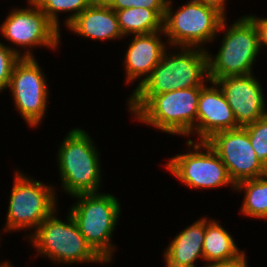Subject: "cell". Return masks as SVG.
I'll return each mask as SVG.
<instances>
[{"mask_svg":"<svg viewBox=\"0 0 267 267\" xmlns=\"http://www.w3.org/2000/svg\"><path fill=\"white\" fill-rule=\"evenodd\" d=\"M209 82L206 49L178 47L177 53L166 50L150 75L130 94L128 110L135 115L154 95L203 87Z\"/></svg>","mask_w":267,"mask_h":267,"instance_id":"6da1fadb","label":"cell"},{"mask_svg":"<svg viewBox=\"0 0 267 267\" xmlns=\"http://www.w3.org/2000/svg\"><path fill=\"white\" fill-rule=\"evenodd\" d=\"M93 139L82 128L67 133L57 152L61 188L71 197L81 193H98L102 170L100 154Z\"/></svg>","mask_w":267,"mask_h":267,"instance_id":"7a4b0ae2","label":"cell"},{"mask_svg":"<svg viewBox=\"0 0 267 267\" xmlns=\"http://www.w3.org/2000/svg\"><path fill=\"white\" fill-rule=\"evenodd\" d=\"M54 210L38 228L27 236L33 248L53 263H107L86 241L70 212L59 220ZM44 255V256H43Z\"/></svg>","mask_w":267,"mask_h":267,"instance_id":"3957f363","label":"cell"},{"mask_svg":"<svg viewBox=\"0 0 267 267\" xmlns=\"http://www.w3.org/2000/svg\"><path fill=\"white\" fill-rule=\"evenodd\" d=\"M73 198L77 202L69 212L79 231L107 264L110 263L116 249L110 241L121 215L118 199L101 192L76 194Z\"/></svg>","mask_w":267,"mask_h":267,"instance_id":"277c9868","label":"cell"},{"mask_svg":"<svg viewBox=\"0 0 267 267\" xmlns=\"http://www.w3.org/2000/svg\"><path fill=\"white\" fill-rule=\"evenodd\" d=\"M227 17L219 31H226L218 53L213 56L207 51L208 78L216 79L252 74L253 65L260 52L257 31L254 24L244 15L230 27ZM228 27V28H226Z\"/></svg>","mask_w":267,"mask_h":267,"instance_id":"5b68a950","label":"cell"},{"mask_svg":"<svg viewBox=\"0 0 267 267\" xmlns=\"http://www.w3.org/2000/svg\"><path fill=\"white\" fill-rule=\"evenodd\" d=\"M172 1L168 0L163 17V32L170 46L204 48L217 38L221 23L226 18L213 7L195 0L173 11ZM217 35V36H216Z\"/></svg>","mask_w":267,"mask_h":267,"instance_id":"8992f818","label":"cell"},{"mask_svg":"<svg viewBox=\"0 0 267 267\" xmlns=\"http://www.w3.org/2000/svg\"><path fill=\"white\" fill-rule=\"evenodd\" d=\"M202 87L154 95L134 116L140 123L172 135L196 134L198 99Z\"/></svg>","mask_w":267,"mask_h":267,"instance_id":"52a82bcc","label":"cell"},{"mask_svg":"<svg viewBox=\"0 0 267 267\" xmlns=\"http://www.w3.org/2000/svg\"><path fill=\"white\" fill-rule=\"evenodd\" d=\"M4 232L31 229L38 226L57 209L55 187L37 181L21 171L14 173Z\"/></svg>","mask_w":267,"mask_h":267,"instance_id":"ba28073f","label":"cell"},{"mask_svg":"<svg viewBox=\"0 0 267 267\" xmlns=\"http://www.w3.org/2000/svg\"><path fill=\"white\" fill-rule=\"evenodd\" d=\"M194 143L195 141L189 138L187 145L192 146L194 151L188 149L187 153H178L175 157L170 158L169 162L165 164L167 170L181 184L183 183L191 189H210L228 185L235 191L236 185L230 179L226 166L215 151L206 141Z\"/></svg>","mask_w":267,"mask_h":267,"instance_id":"9c48e42d","label":"cell"},{"mask_svg":"<svg viewBox=\"0 0 267 267\" xmlns=\"http://www.w3.org/2000/svg\"><path fill=\"white\" fill-rule=\"evenodd\" d=\"M26 8H15L6 16L0 26V33L17 47L21 58H34L32 47L42 46L56 49L60 43V30L47 18L34 1ZM24 48V53L21 49ZM31 48V50H30Z\"/></svg>","mask_w":267,"mask_h":267,"instance_id":"30bf717a","label":"cell"},{"mask_svg":"<svg viewBox=\"0 0 267 267\" xmlns=\"http://www.w3.org/2000/svg\"><path fill=\"white\" fill-rule=\"evenodd\" d=\"M47 79L34 58H21L14 66L9 90L14 106L30 127H37L46 115L49 90Z\"/></svg>","mask_w":267,"mask_h":267,"instance_id":"8fae6325","label":"cell"},{"mask_svg":"<svg viewBox=\"0 0 267 267\" xmlns=\"http://www.w3.org/2000/svg\"><path fill=\"white\" fill-rule=\"evenodd\" d=\"M206 142L220 157L235 185L267 174V168L257 159L243 127L217 132Z\"/></svg>","mask_w":267,"mask_h":267,"instance_id":"7c38bea8","label":"cell"},{"mask_svg":"<svg viewBox=\"0 0 267 267\" xmlns=\"http://www.w3.org/2000/svg\"><path fill=\"white\" fill-rule=\"evenodd\" d=\"M215 82L224 93L240 127L254 123L267 115L263 89L253 73L220 78Z\"/></svg>","mask_w":267,"mask_h":267,"instance_id":"4fadbf2b","label":"cell"},{"mask_svg":"<svg viewBox=\"0 0 267 267\" xmlns=\"http://www.w3.org/2000/svg\"><path fill=\"white\" fill-rule=\"evenodd\" d=\"M210 83L212 86L201 88L198 99L196 134L199 142L207 141L217 132L240 128L221 88L215 81Z\"/></svg>","mask_w":267,"mask_h":267,"instance_id":"5bb4252c","label":"cell"},{"mask_svg":"<svg viewBox=\"0 0 267 267\" xmlns=\"http://www.w3.org/2000/svg\"><path fill=\"white\" fill-rule=\"evenodd\" d=\"M164 32L158 31L151 34L134 35L128 45L124 56L126 83L138 80L136 88L150 75L152 70L160 62L168 42L163 43L161 39ZM137 79V80H136Z\"/></svg>","mask_w":267,"mask_h":267,"instance_id":"9a60e30c","label":"cell"},{"mask_svg":"<svg viewBox=\"0 0 267 267\" xmlns=\"http://www.w3.org/2000/svg\"><path fill=\"white\" fill-rule=\"evenodd\" d=\"M66 27L78 36L96 41L124 37L115 11L103 0H95Z\"/></svg>","mask_w":267,"mask_h":267,"instance_id":"2e32d148","label":"cell"},{"mask_svg":"<svg viewBox=\"0 0 267 267\" xmlns=\"http://www.w3.org/2000/svg\"><path fill=\"white\" fill-rule=\"evenodd\" d=\"M204 237L205 217L175 235L163 253L165 267H196L199 257L204 260Z\"/></svg>","mask_w":267,"mask_h":267,"instance_id":"e0dca14e","label":"cell"},{"mask_svg":"<svg viewBox=\"0 0 267 267\" xmlns=\"http://www.w3.org/2000/svg\"><path fill=\"white\" fill-rule=\"evenodd\" d=\"M243 252L240 251L234 238L219 222L205 217L203 257L207 262L206 265L235 259Z\"/></svg>","mask_w":267,"mask_h":267,"instance_id":"ac0fdd59","label":"cell"},{"mask_svg":"<svg viewBox=\"0 0 267 267\" xmlns=\"http://www.w3.org/2000/svg\"><path fill=\"white\" fill-rule=\"evenodd\" d=\"M115 13L124 38L129 35L151 34L163 31L165 10L131 7L115 11Z\"/></svg>","mask_w":267,"mask_h":267,"instance_id":"d6986e66","label":"cell"},{"mask_svg":"<svg viewBox=\"0 0 267 267\" xmlns=\"http://www.w3.org/2000/svg\"><path fill=\"white\" fill-rule=\"evenodd\" d=\"M235 190L245 191L241 213L248 217L267 220V174L236 184Z\"/></svg>","mask_w":267,"mask_h":267,"instance_id":"ffe728a7","label":"cell"},{"mask_svg":"<svg viewBox=\"0 0 267 267\" xmlns=\"http://www.w3.org/2000/svg\"><path fill=\"white\" fill-rule=\"evenodd\" d=\"M34 1L47 18L60 30L58 13H72L66 16L65 25L67 26L80 13L89 7L95 0H28Z\"/></svg>","mask_w":267,"mask_h":267,"instance_id":"44dd1931","label":"cell"},{"mask_svg":"<svg viewBox=\"0 0 267 267\" xmlns=\"http://www.w3.org/2000/svg\"><path fill=\"white\" fill-rule=\"evenodd\" d=\"M243 128L248 132L257 159L267 168V115Z\"/></svg>","mask_w":267,"mask_h":267,"instance_id":"7402d4cb","label":"cell"},{"mask_svg":"<svg viewBox=\"0 0 267 267\" xmlns=\"http://www.w3.org/2000/svg\"><path fill=\"white\" fill-rule=\"evenodd\" d=\"M20 59L16 48L7 46L0 41V92L8 88L13 68Z\"/></svg>","mask_w":267,"mask_h":267,"instance_id":"603a6c76","label":"cell"},{"mask_svg":"<svg viewBox=\"0 0 267 267\" xmlns=\"http://www.w3.org/2000/svg\"><path fill=\"white\" fill-rule=\"evenodd\" d=\"M114 11L127 8H146L149 10H166L168 0H103Z\"/></svg>","mask_w":267,"mask_h":267,"instance_id":"cb8c5ba5","label":"cell"},{"mask_svg":"<svg viewBox=\"0 0 267 267\" xmlns=\"http://www.w3.org/2000/svg\"><path fill=\"white\" fill-rule=\"evenodd\" d=\"M255 26L257 31V38L259 41V47H267V17H257L256 15L246 16Z\"/></svg>","mask_w":267,"mask_h":267,"instance_id":"d4e9b609","label":"cell"},{"mask_svg":"<svg viewBox=\"0 0 267 267\" xmlns=\"http://www.w3.org/2000/svg\"><path fill=\"white\" fill-rule=\"evenodd\" d=\"M245 251L237 258L220 263L209 264L204 267H248Z\"/></svg>","mask_w":267,"mask_h":267,"instance_id":"484cf974","label":"cell"},{"mask_svg":"<svg viewBox=\"0 0 267 267\" xmlns=\"http://www.w3.org/2000/svg\"><path fill=\"white\" fill-rule=\"evenodd\" d=\"M197 2L203 3L204 5L210 6L218 10L224 16H226V2L227 0H195Z\"/></svg>","mask_w":267,"mask_h":267,"instance_id":"4316f807","label":"cell"},{"mask_svg":"<svg viewBox=\"0 0 267 267\" xmlns=\"http://www.w3.org/2000/svg\"><path fill=\"white\" fill-rule=\"evenodd\" d=\"M4 267H13V265L8 261V262L4 265Z\"/></svg>","mask_w":267,"mask_h":267,"instance_id":"83f0119b","label":"cell"},{"mask_svg":"<svg viewBox=\"0 0 267 267\" xmlns=\"http://www.w3.org/2000/svg\"><path fill=\"white\" fill-rule=\"evenodd\" d=\"M8 261H4L0 263V267H2L3 265H5Z\"/></svg>","mask_w":267,"mask_h":267,"instance_id":"f1b7e54d","label":"cell"}]
</instances>
